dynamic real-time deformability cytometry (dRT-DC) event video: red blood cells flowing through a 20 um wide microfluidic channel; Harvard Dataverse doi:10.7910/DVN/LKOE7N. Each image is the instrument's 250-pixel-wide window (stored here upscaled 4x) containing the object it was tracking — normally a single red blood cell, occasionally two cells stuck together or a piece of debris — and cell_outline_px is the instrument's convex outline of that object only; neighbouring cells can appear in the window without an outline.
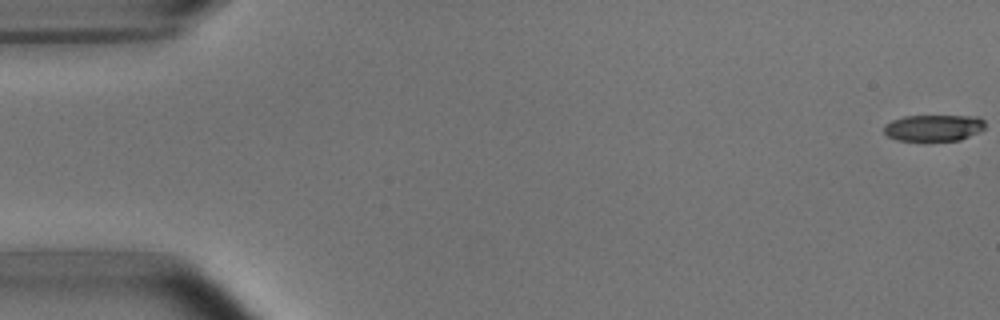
{"species": "common noctule bat (a hibernating species)", "species_latin": "Nyctalus noctula", "temperature_condition": "room temperature", "stored_images_in_passage": 4, "camera_frame_rate_fps": 3000, "um_per_image_px": 0.085, "animal": {"sex": "male", "body_mass_g": 15.6}, "frame": {"image": 1, "passage_image": 1, "time_ms": 0.0, "image_size_px": [1000, 320], "cell_outline_px": [[984, 128], [980, 132], [960, 140], [896, 140], [888, 136], [884, 132], [884, 124], [892, 120], [904, 116], [980, 116], [984, 120]], "centroid_in_image_um": [79.37, 10.85], "position_along_channel_um": 5.6, "area_um2": 15.61}}